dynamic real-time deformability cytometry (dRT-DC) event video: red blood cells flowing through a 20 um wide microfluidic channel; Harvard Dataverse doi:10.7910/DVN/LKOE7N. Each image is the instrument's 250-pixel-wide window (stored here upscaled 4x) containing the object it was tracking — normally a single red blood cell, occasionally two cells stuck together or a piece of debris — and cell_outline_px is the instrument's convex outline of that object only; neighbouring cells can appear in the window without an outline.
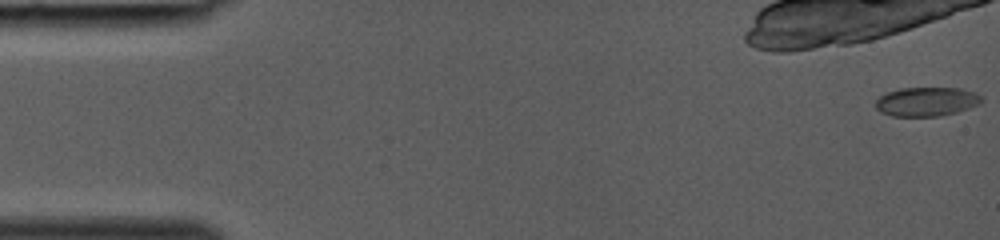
{"species": "common noctule bat (a hibernating species)", "species_latin": "Nyctalus noctula", "temperature_condition": "room temperature", "stored_images_in_passage": 12, "camera_frame_rate_fps": 3000, "um_per_image_px": 0.085, "animal": {"sex": "female", "body_mass_g": 19.0, "forearm_length_mm": 53.3}, "frame": {"image": 1, "passage_image": 1, "time_ms": 0.0, "image_size_px": [1000, 240], "cell_outline_px": [[984, 100], [980, 104], [956, 112], [940, 116], [892, 116], [880, 112], [876, 108], [876, 100], [880, 96], [888, 92], [900, 88], [960, 88], [984, 96]], "centroid_in_image_um": [78.77, 8.64], "position_along_channel_um": 6.2, "area_um2": 17.98}}